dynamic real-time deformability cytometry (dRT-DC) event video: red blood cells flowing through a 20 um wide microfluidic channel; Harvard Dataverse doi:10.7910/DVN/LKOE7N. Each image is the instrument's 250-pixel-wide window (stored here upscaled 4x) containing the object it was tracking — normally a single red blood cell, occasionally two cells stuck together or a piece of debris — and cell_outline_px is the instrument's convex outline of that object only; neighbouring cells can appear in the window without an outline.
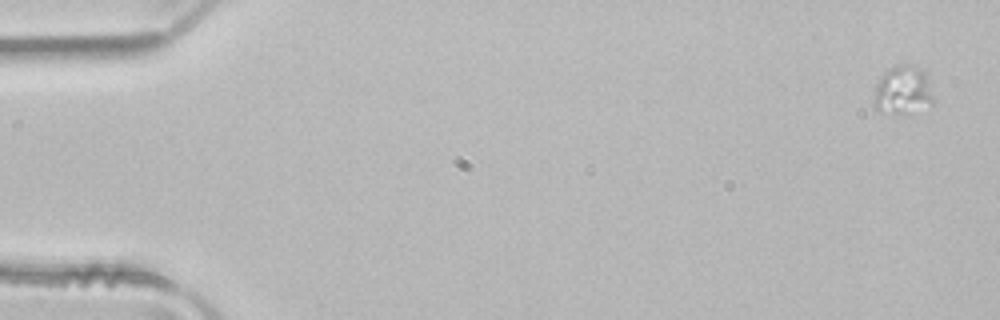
{"species": "common noctule bat (a hibernating species)", "species_latin": "Nyctalus noctula", "temperature_condition": "room temperature", "stored_images_in_passage": 5, "segment_of_instrument_passage": [2, 2], "camera_frame_rate_fps": 3000, "um_per_image_px": 0.085, "animal": {"sex": "male", "body_mass_g": 21.5, "forearm_length_mm": 52.0}, "frame": {"image": 1, "passage_image": 5, "time_ms": 1.333, "image_size_px": [1000, 320], "cell_outline_px": [[932, 104], [908, 116], [880, 112], [876, 108], [872, 100], [876, 84], [884, 72], [900, 64], [912, 64], [920, 68], [924, 72], [932, 96]], "centroid_in_image_um": [76.7, 7.73], "position_along_channel_um": 8.3, "area_um2": 17.05}}